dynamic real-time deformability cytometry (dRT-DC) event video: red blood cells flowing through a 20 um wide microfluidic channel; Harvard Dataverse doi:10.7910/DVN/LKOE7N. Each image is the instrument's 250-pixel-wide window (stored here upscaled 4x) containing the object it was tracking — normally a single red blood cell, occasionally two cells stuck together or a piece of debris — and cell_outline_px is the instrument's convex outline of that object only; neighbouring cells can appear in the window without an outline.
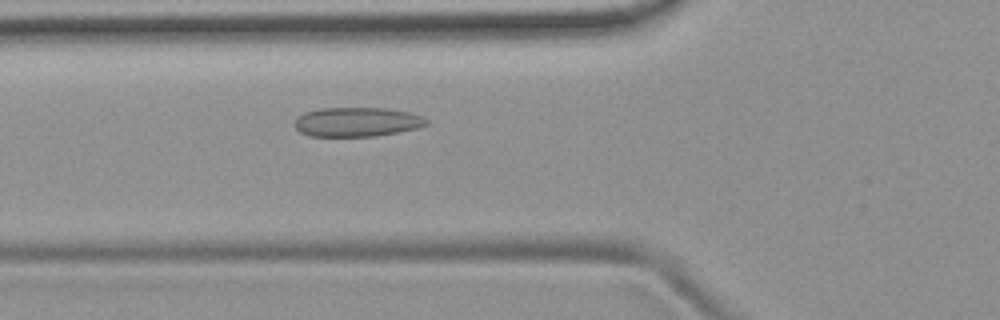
{"species": "common noctule bat (a hibernating species)", "species_latin": "Nyctalus noctula", "temperature_condition": "room temperature", "stored_images_in_passage": 50, "camera_frame_rate_fps": 3000, "um_per_image_px": 0.085, "animal": {"sex": "female", "body_mass_g": 19.9}, "frame": {"image": 1, "passage_image": 16, "time_ms": 5.0, "image_size_px": [1000, 320], "cell_outline_px": [[428, 124], [416, 128], [376, 136], [308, 136], [300, 132], [292, 124], [296, 116], [304, 112], [320, 108], [388, 108], [408, 112], [420, 116], [428, 120]], "centroid_in_image_um": [30.27, 10.36], "position_along_channel_um": 95.5, "area_um2": 22.6}}
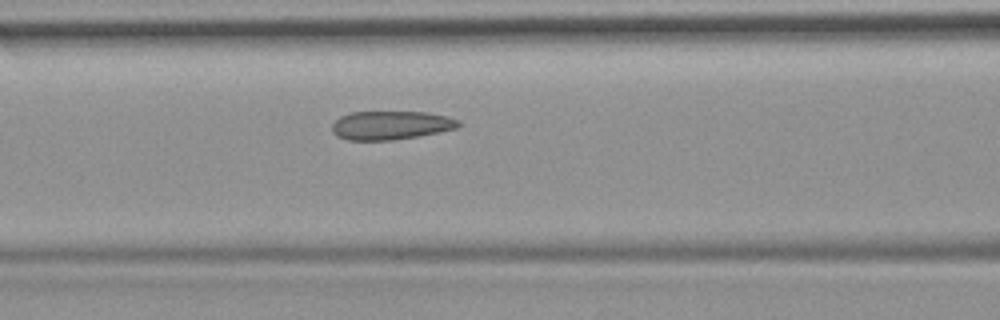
{"frame": {"image": 2, "passage_image": 19, "time_ms": 6.0, "image_size_px": [1000, 320], "cell_outline_px": [[460, 124], [456, 128], [440, 132], [392, 140], [348, 140], [336, 136], [332, 132], [332, 124], [340, 116], [352, 112], [424, 112], [448, 116], [460, 120]], "centroid_in_image_um": [33.21, 10.64], "position_along_channel_um": 133.4, "area_um2": 21.1}}
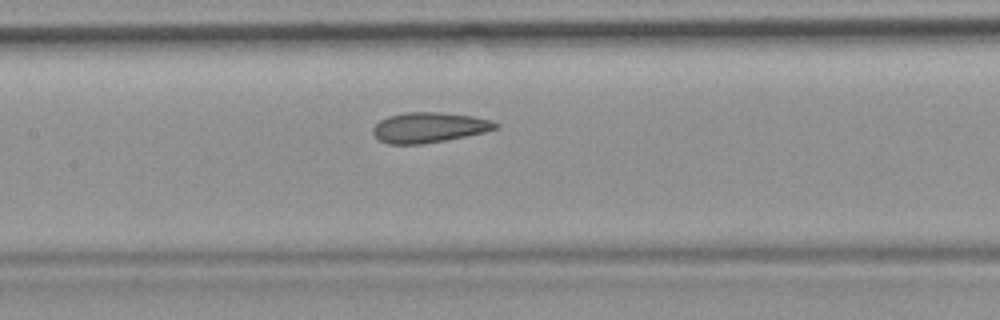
{"frame": {"image": 3, "passage_image": 22, "time_ms": 7.0, "image_size_px": [1000, 320], "cell_outline_px": [[500, 128], [484, 132], [444, 140], [420, 144], [388, 144], [380, 140], [372, 132], [372, 128], [380, 120], [388, 116], [404, 112], [440, 112], [472, 116], [488, 120], [500, 124]], "centroid_in_image_um": [36.45, 10.83], "position_along_channel_um": 170.9, "area_um2": 21.44}, "authors_computed_cell_mechanics": {"area_um2": 22.1663, "velocity_mm_per_s": 3.766, "shape_relaxation_time_tau1_ms": 9.2971, "shape_relaxation_time_tau2_ms": 1.6851, "deformation_change_tau1": 0.1517, "deformation_change_tau2": 0.0716}}